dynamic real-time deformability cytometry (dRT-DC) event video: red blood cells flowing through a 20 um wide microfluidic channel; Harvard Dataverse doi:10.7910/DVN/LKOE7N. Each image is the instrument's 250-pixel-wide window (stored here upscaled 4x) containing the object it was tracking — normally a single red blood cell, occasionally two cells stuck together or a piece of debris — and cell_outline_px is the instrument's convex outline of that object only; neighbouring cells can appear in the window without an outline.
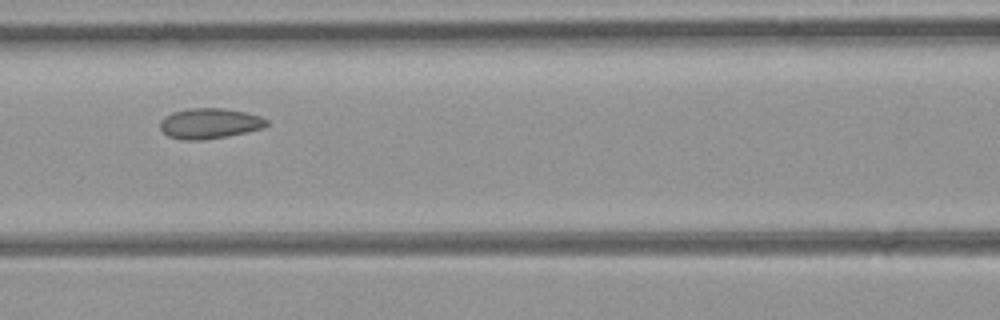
{"species": "common noctule bat (a hibernating species)", "species_latin": "Nyctalus noctula", "temperature_condition": "room temperature", "stored_images_in_passage": 4, "camera_frame_rate_fps": 3000, "um_per_image_px": 0.085, "animal": {"sex": "female", "body_mass_g": 21.9}, "frame": {"image": 1, "passage_image": 3, "time_ms": 0.667, "image_size_px": [1000, 320], "cell_outline_px": [[268, 124], [260, 128], [228, 136], [204, 140], [180, 140], [168, 136], [160, 128], [160, 120], [164, 116], [172, 112], [188, 108], [224, 108], [244, 112], [260, 116], [268, 120]], "centroid_in_image_um": [17.76, 10.49], "position_along_channel_um": 148.8, "area_um2": 18.9}}
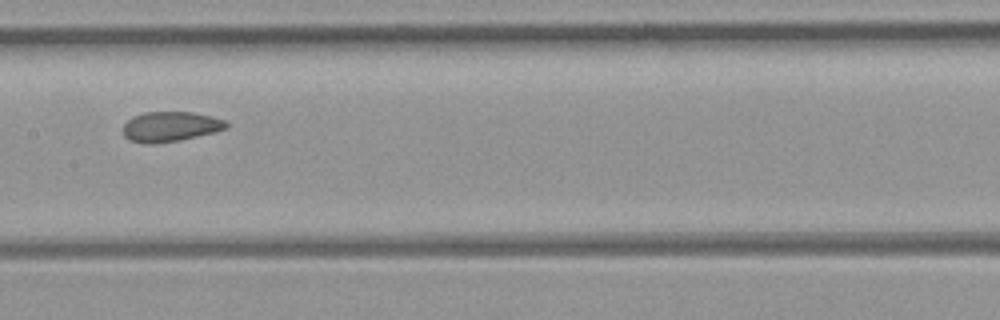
{"frame": {"image": 2, "passage_image": 4, "time_ms": 1.0, "image_size_px": [1000, 320], "cell_outline_px": [[228, 128], [180, 140], [152, 144], [132, 140], [124, 136], [124, 124], [132, 116], [144, 112], [192, 112], [212, 116], [224, 120], [228, 124]], "centroid_in_image_um": [14.48, 10.74], "position_along_channel_um": 192.9, "area_um2": 17.8}}